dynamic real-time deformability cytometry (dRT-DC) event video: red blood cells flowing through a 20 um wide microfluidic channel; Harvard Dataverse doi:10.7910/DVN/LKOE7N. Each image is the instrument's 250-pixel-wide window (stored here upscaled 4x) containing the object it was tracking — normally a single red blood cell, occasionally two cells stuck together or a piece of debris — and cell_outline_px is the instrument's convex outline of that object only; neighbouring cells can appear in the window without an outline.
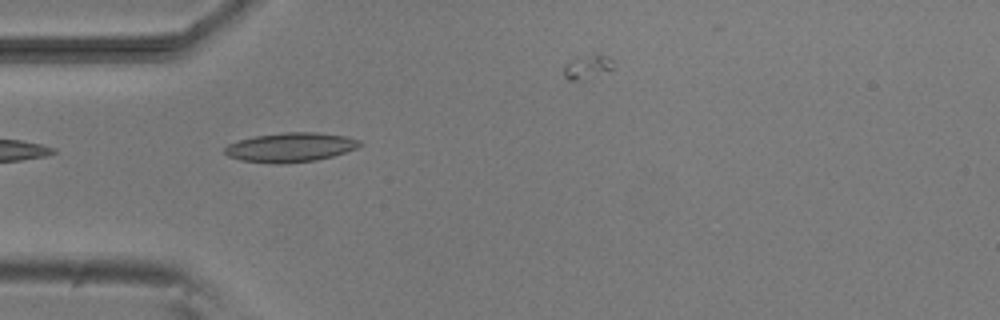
{"species": "common noctule bat (a hibernating species)", "species_latin": "Nyctalus noctula", "temperature_condition": "room temperature", "stored_images_in_passage": 6, "camera_frame_rate_fps": 3000, "um_per_image_px": 0.085, "animal": {"sex": "male", "body_mass_g": 20.5, "forearm_length_mm": 52.5}, "frame": {"image": 1, "passage_image": 4, "time_ms": 3.333, "image_size_px": [1000, 320], "cell_outline_px": [[364, 144], [356, 148], [332, 156], [316, 160], [284, 164], [280, 164], [240, 160], [228, 156], [224, 152], [224, 148], [228, 144], [240, 140], [256, 136], [284, 132], [316, 132], [344, 136], [360, 140]], "centroid_in_image_um": [24.69, 12.52], "position_along_channel_um": 60.3, "area_um2": 22.95}}
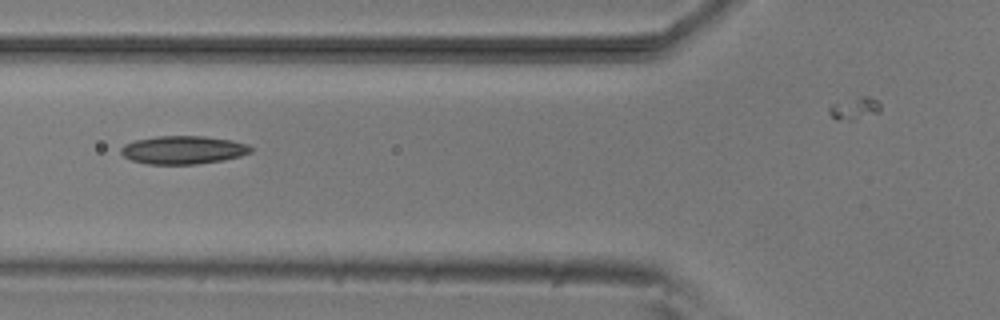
{"frame": {"image": 2, "passage_image": 5, "time_ms": 4.667, "image_size_px": [1000, 320], "cell_outline_px": [[252, 152], [240, 156], [224, 160], [196, 164], [148, 164], [132, 160], [124, 156], [120, 152], [120, 148], [124, 144], [136, 140], [156, 136], [204, 136], [232, 140], [248, 144], [252, 148]], "centroid_in_image_um": [15.58, 12.74], "position_along_channel_um": 110.2, "area_um2": 21.39}}